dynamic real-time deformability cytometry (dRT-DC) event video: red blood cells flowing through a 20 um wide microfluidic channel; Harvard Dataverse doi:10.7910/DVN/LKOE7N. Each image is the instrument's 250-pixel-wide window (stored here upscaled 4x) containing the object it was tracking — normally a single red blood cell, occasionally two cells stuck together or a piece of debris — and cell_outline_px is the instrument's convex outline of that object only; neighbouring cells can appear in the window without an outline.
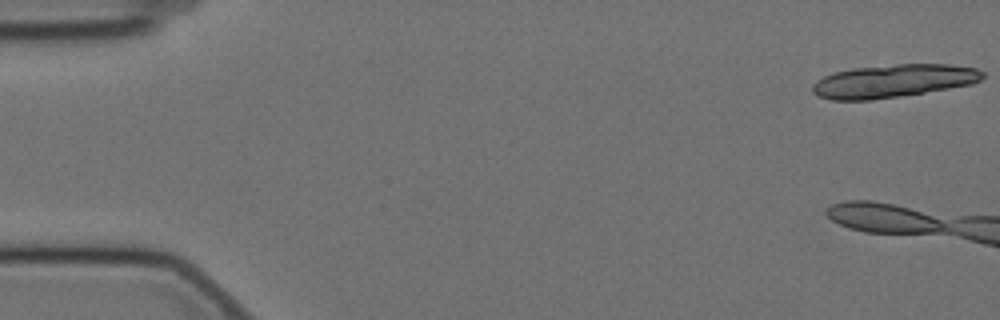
{"species": "Egyptian fruit bat (a non-hibernating species)", "species_latin": "Rousettus aegyptiacus", "temperature_condition": "cold", "stored_images_in_passage": 5, "camera_frame_rate_fps": 3000, "um_per_image_px": 0.085, "animal": {"sex": "female"}, "frame": {"image": 1, "passage_image": 1, "time_ms": 0.0, "image_size_px": [1000, 320], "cell_outline_px": [[984, 76], [980, 80], [972, 84], [924, 92], [872, 100], [832, 100], [816, 96], [812, 92], [812, 84], [816, 80], [824, 76], [836, 72], [852, 68], [896, 64], [948, 64], [976, 68], [984, 72]], "centroid_in_image_um": [75.9, 6.88], "position_along_channel_um": 9.1, "area_um2": 32.71}}